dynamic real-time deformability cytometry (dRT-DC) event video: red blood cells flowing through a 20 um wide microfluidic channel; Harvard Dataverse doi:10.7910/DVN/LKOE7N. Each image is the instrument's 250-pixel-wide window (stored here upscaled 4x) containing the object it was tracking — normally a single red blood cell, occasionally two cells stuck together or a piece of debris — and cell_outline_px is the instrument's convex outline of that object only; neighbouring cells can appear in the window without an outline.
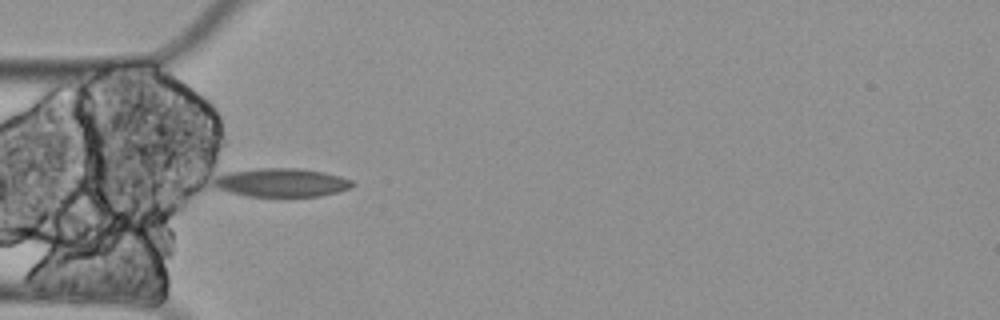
{"species": "Egyptian fruit bat (a non-hibernating species)", "species_latin": "Rousettus aegyptiacus", "temperature_condition": "cold", "stored_images_in_passage": 1, "camera_frame_rate_fps": 3000, "um_per_image_px": 0.085, "animal": {"sex": "female"}, "frame": {"image": 1, "passage_image": 1, "time_ms": 0.0, "image_size_px": [1000, 320], "cell_outline_px": [[356, 184], [348, 188], [336, 192], [320, 196], [248, 196], [216, 188], [212, 184], [212, 180], [216, 176], [228, 172], [260, 168], [300, 168], [324, 172], [340, 176], [352, 180]], "centroid_in_image_um": [23.91, 15.51], "position_along_channel_um": 61.1, "area_um2": 23.0}}